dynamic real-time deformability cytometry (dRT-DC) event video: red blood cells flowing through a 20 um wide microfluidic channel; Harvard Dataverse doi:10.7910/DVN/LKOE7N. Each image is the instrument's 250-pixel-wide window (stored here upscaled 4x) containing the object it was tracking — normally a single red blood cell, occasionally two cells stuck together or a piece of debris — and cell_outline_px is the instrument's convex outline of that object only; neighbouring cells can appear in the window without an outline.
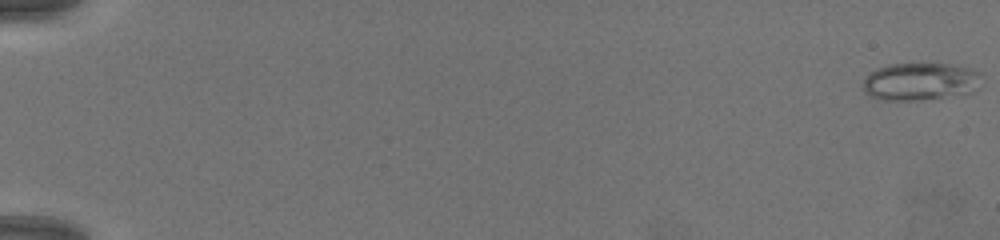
{"species": "common noctule bat (a hibernating species)", "species_latin": "Nyctalus noctula", "temperature_condition": "warm", "stored_images_in_passage": 70, "camera_frame_rate_fps": 3000, "um_per_image_px": 0.085, "animal": {"sex": "female", "body_mass_g": 19.5, "forearm_length_mm": 54.1}, "frame": {"image": 1, "passage_image": 1, "time_ms": 0.0, "image_size_px": [1000, 240], "cell_outline_px": [[980, 72], [972, 92], [920, 100], [884, 100], [872, 96], [864, 92], [864, 80], [876, 68], [888, 64], [948, 64], [972, 68]], "centroid_in_image_um": [78.17, 6.92], "position_along_channel_um": 6.8, "area_um2": 25.37}}
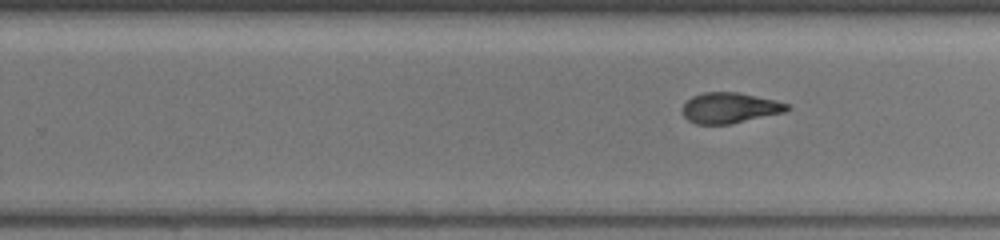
{"frame": {"image": 2, "passage_image": 46, "time_ms": 15.0, "image_size_px": [1000, 240], "cell_outline_px": [[792, 108], [784, 112], [732, 124], [696, 124], [688, 120], [684, 116], [680, 108], [692, 96], [704, 92], [736, 92], [776, 100], [788, 104]], "centroid_in_image_um": [62.01, 9.17], "position_along_channel_um": 267.8, "area_um2": 18.73}}
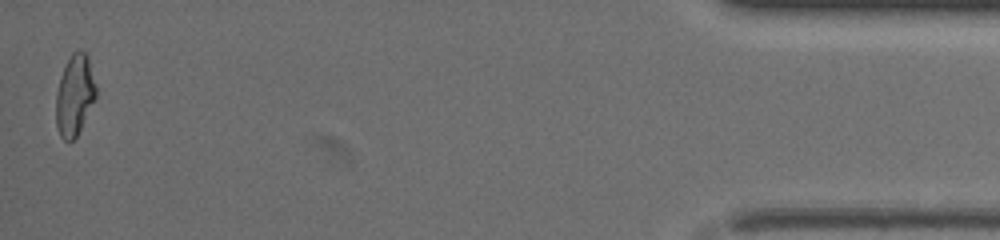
{"frame": {"image": 3, "passage_image": 69, "time_ms": 22.667, "image_size_px": [1000, 240], "cell_outline_px": [[96, 96], [76, 136], [72, 140], [64, 140], [60, 136], [56, 124], [56, 92], [60, 76], [72, 52], [84, 52], [88, 56], [96, 84]], "centroid_in_image_um": [6.34, 8.08], "position_along_channel_um": 428.9, "area_um2": 18.5}}